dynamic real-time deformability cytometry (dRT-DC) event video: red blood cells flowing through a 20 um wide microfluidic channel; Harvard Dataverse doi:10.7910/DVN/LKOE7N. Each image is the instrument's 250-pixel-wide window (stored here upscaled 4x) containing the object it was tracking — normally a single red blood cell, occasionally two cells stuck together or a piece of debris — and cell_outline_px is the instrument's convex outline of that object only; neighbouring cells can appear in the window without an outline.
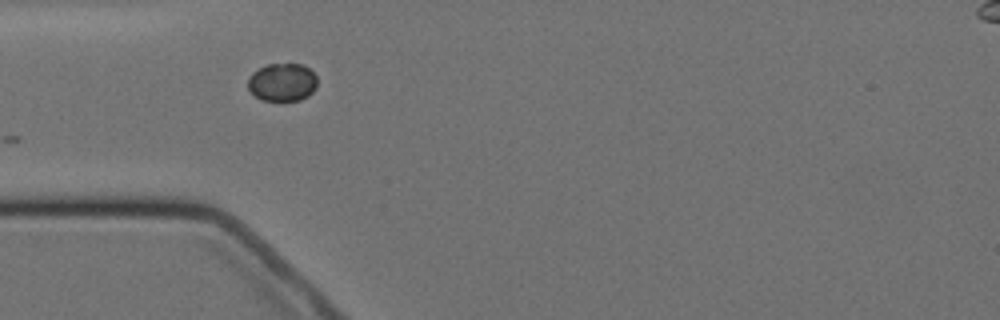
{"species": "Egyptian fruit bat (a non-hibernating species)", "species_latin": "Rousettus aegyptiacus", "temperature_condition": "cold", "stored_images_in_passage": 2, "camera_frame_rate_fps": 3000, "um_per_image_px": 0.085, "animal": {"sex": "female"}, "frame": {"image": 1, "passage_image": 1, "time_ms": 0.0, "image_size_px": [1000, 320], "cell_outline_px": [[316, 88], [308, 96], [300, 100], [280, 104], [260, 100], [248, 88], [248, 76], [252, 72], [268, 64], [304, 64], [316, 76]], "centroid_in_image_um": [23.98, 7.04], "position_along_channel_um": 61.0, "area_um2": 15.9}}
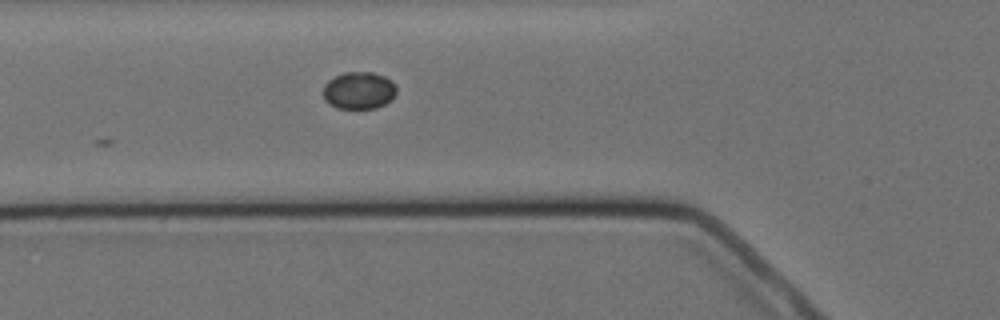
{"frame": {"image": 2, "passage_image": 2, "time_ms": 1.0, "image_size_px": [1000, 320], "cell_outline_px": [[396, 92], [392, 100], [376, 108], [336, 108], [328, 104], [324, 100], [324, 84], [328, 80], [344, 72], [372, 72], [384, 76], [392, 80], [396, 88]], "centroid_in_image_um": [30.51, 7.69], "position_along_channel_um": 95.3, "area_um2": 16.01}}